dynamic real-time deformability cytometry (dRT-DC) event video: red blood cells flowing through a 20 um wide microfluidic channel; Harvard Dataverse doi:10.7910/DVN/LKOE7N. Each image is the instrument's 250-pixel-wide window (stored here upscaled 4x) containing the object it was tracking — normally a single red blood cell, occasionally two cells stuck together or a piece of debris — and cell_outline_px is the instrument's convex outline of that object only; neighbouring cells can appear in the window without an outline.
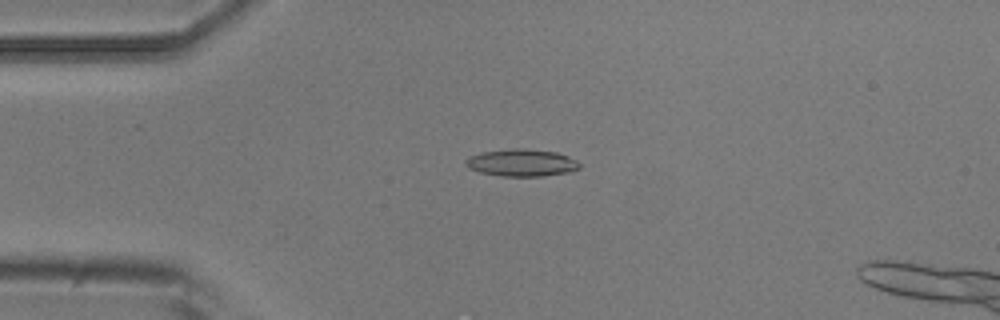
{"species": "common noctule bat (a hibernating species)", "species_latin": "Nyctalus noctula", "temperature_condition": "room temperature", "stored_images_in_passage": 51, "camera_frame_rate_fps": 3000, "um_per_image_px": 0.085, "animal": {"sex": "male", "body_mass_g": 20.5, "forearm_length_mm": 52.5}, "frame": {"image": 1, "passage_image": 10, "time_ms": 3.0, "image_size_px": [1000, 320], "cell_outline_px": [[580, 168], [568, 172], [540, 176], [504, 176], [480, 172], [468, 168], [464, 164], [464, 160], [480, 152], [512, 148], [520, 148], [556, 152], [568, 156], [576, 160], [580, 164]], "centroid_in_image_um": [44.32, 13.82], "position_along_channel_um": 40.7, "area_um2": 17.98}}
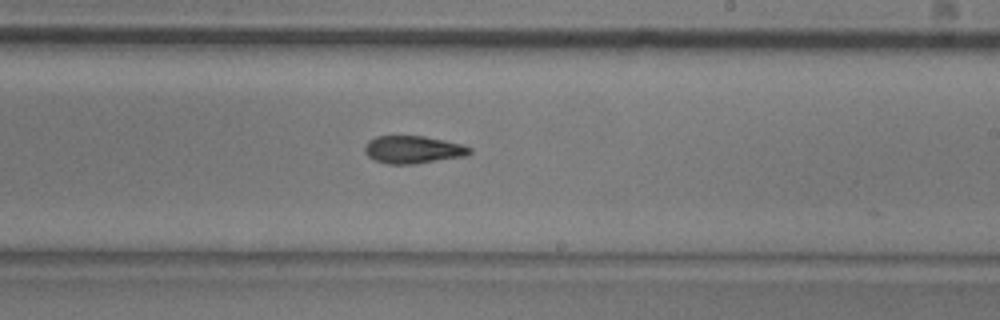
{"frame": {"image": 2, "passage_image": 29, "time_ms": 9.333, "image_size_px": [1000, 320], "cell_outline_px": [[472, 152], [468, 156], [412, 164], [388, 164], [376, 160], [368, 156], [364, 152], [364, 148], [368, 140], [376, 136], [424, 136], [444, 140], [460, 144], [472, 148]], "centroid_in_image_um": [35.12, 12.72], "position_along_channel_um": 253.9, "area_um2": 16.94}}
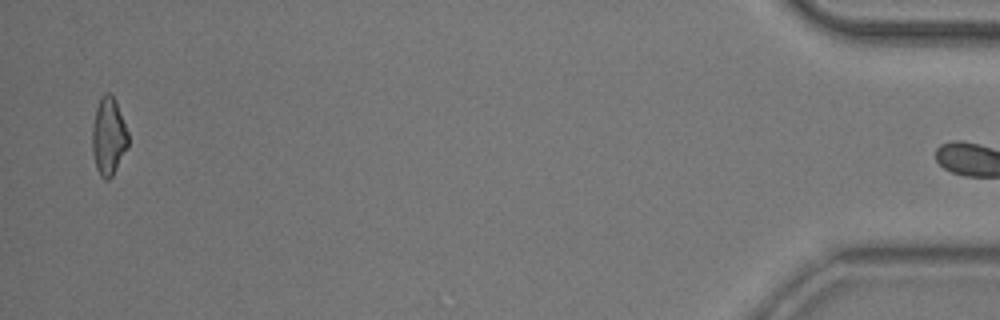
{"frame": {"image": 3, "passage_image": 50, "time_ms": 16.333, "image_size_px": [1000, 320], "cell_outline_px": [[128, 148], [112, 176], [108, 180], [104, 180], [100, 176], [96, 168], [92, 148], [92, 128], [96, 108], [100, 96], [108, 92], [116, 100], [128, 132]], "centroid_in_image_um": [9.23, 11.6], "position_along_channel_um": 426.0, "area_um2": 16.36}, "authors_computed_cell_mechanics": {"area_um2": 16.9932, "velocity_mm_per_s": 3.7334, "shape_relaxation_time_tau1_ms": 8.0368, "shape_relaxation_time_tau2_ms": 9.0683, "deformation_change_tau1": 0.2002, "deformation_change_tau2": 0.1854}}